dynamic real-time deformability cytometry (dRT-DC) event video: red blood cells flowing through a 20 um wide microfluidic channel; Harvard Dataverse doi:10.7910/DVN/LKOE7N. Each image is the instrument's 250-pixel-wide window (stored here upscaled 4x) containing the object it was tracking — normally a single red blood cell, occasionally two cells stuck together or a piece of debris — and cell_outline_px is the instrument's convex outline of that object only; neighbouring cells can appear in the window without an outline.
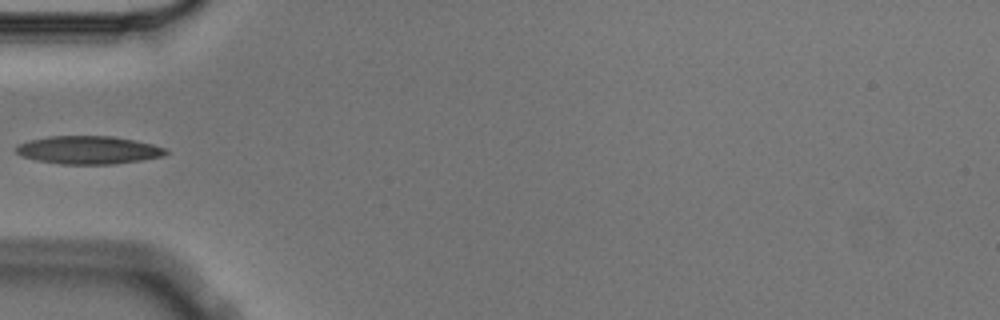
{"species": "Egyptian fruit bat (a non-hibernating species)", "species_latin": "Rousettus aegyptiacus", "temperature_condition": "cold", "stored_images_in_passage": 5, "camera_frame_rate_fps": 3000, "um_per_image_px": 0.085, "animal": {"sex": "male"}, "frame": {"image": 1, "passage_image": 4, "time_ms": 1.0, "image_size_px": [1000, 320], "cell_outline_px": [[168, 152], [164, 156], [140, 160], [112, 164], [60, 164], [36, 160], [20, 156], [16, 152], [16, 144], [28, 140], [48, 136], [112, 136], [136, 140], [152, 144], [164, 148]], "centroid_in_image_um": [7.47, 12.74], "position_along_channel_um": 77.5, "area_um2": 24.57}}
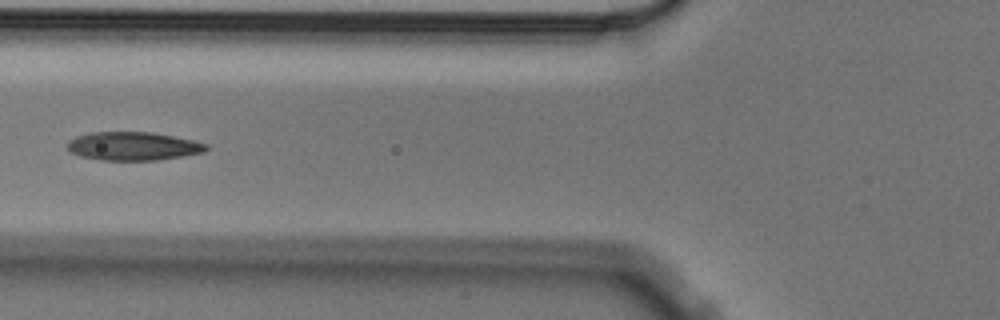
{"frame": {"image": 2, "passage_image": 5, "time_ms": 1.333, "image_size_px": [1000, 320], "cell_outline_px": [[208, 148], [204, 152], [156, 160], [100, 160], [80, 156], [72, 152], [68, 148], [68, 140], [76, 136], [88, 132], [152, 132], [192, 140], [208, 144]], "centroid_in_image_um": [11.29, 12.41], "position_along_channel_um": 114.5, "area_um2": 22.89}}